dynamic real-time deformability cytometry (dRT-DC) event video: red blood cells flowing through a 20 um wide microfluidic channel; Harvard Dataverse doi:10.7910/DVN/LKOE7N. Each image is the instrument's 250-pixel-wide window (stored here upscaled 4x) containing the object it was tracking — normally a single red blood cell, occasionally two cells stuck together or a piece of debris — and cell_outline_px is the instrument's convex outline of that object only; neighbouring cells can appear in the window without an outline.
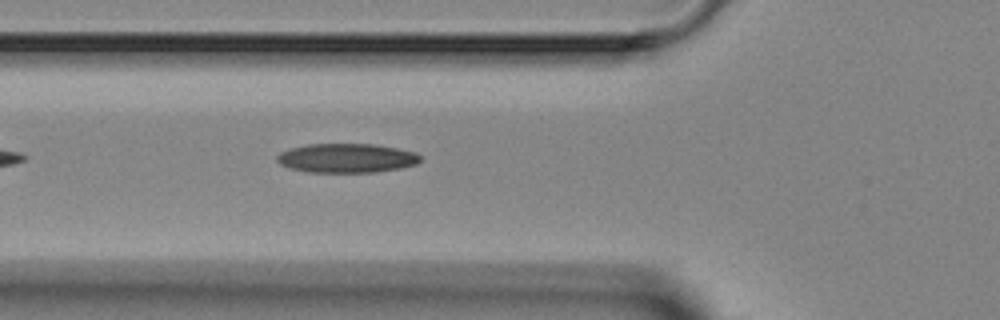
{"species": "Egyptian fruit bat (a non-hibernating species)", "species_latin": "Rousettus aegyptiacus", "temperature_condition": "room temperature", "stored_images_in_passage": 3, "camera_frame_rate_fps": 3000, "um_per_image_px": 0.085, "animal": {"sex": "female"}, "frame": {"image": 1, "passage_image": 3, "time_ms": 2.333, "image_size_px": [1000, 320], "cell_outline_px": [[420, 160], [416, 164], [400, 168], [376, 172], [308, 172], [292, 168], [280, 164], [276, 160], [276, 156], [280, 152], [292, 148], [308, 144], [372, 144], [396, 148], [416, 152], [420, 156]], "centroid_in_image_um": [29.46, 13.44], "position_along_channel_um": 96.3, "area_um2": 24.22}}